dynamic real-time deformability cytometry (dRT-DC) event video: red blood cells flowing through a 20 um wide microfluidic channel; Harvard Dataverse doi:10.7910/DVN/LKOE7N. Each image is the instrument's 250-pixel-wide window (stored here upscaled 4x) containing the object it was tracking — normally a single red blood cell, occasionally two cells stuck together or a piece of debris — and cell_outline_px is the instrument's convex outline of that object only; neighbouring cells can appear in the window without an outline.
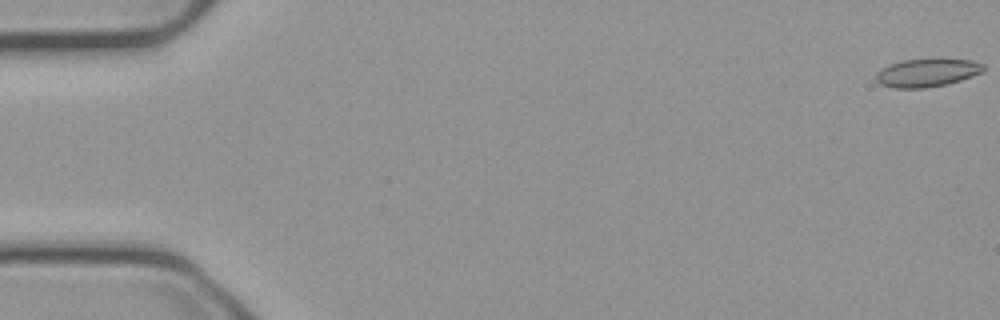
{"species": "common noctule bat (a hibernating species)", "species_latin": "Nyctalus noctula", "temperature_condition": "cold", "stored_images_in_passage": 56, "camera_frame_rate_fps": 3000, "um_per_image_px": 0.085, "animal": {"sex": "male", "body_mass_g": 23.1, "forearm_length_mm": 52.7}, "frame": {"image": 1, "passage_image": 1, "time_ms": 0.0, "image_size_px": [1000, 320], "cell_outline_px": [[984, 72], [948, 84], [924, 88], [892, 88], [880, 84], [876, 80], [876, 76], [888, 64], [904, 60], [972, 60], [984, 64]], "centroid_in_image_um": [78.82, 6.2], "position_along_channel_um": 6.2, "area_um2": 17.28}}
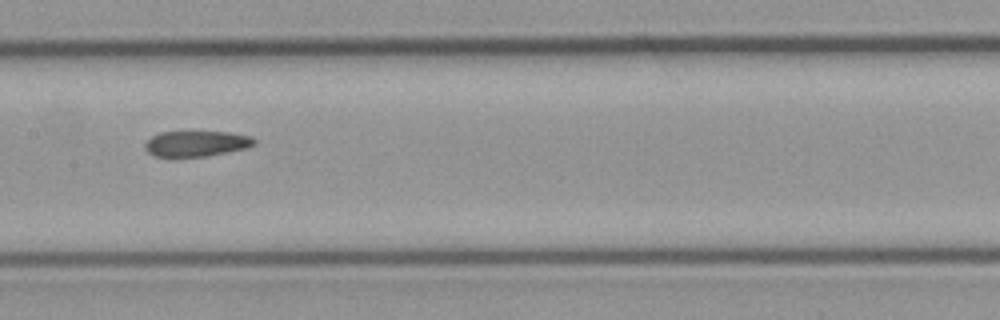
{"frame": {"image": 2, "passage_image": 28, "time_ms": 9.0, "image_size_px": [1000, 320], "cell_outline_px": [[256, 144], [248, 148], [208, 156], [176, 160], [168, 160], [152, 156], [144, 148], [144, 144], [152, 136], [160, 132], [228, 132], [252, 136], [256, 140]], "centroid_in_image_um": [16.63, 12.27], "position_along_channel_um": 190.8, "area_um2": 17.28}}
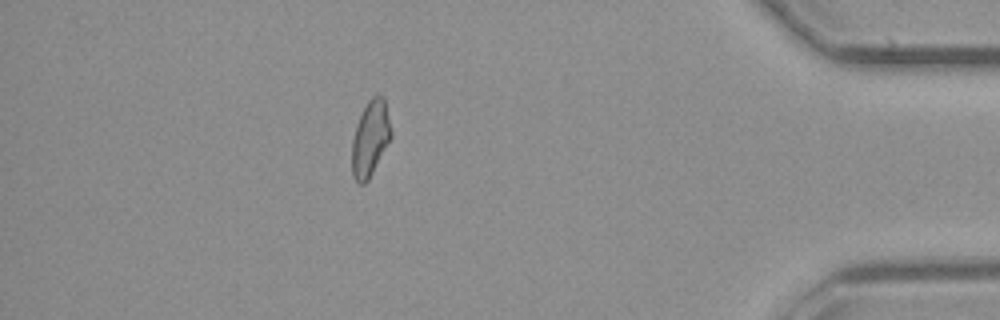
{"frame": {"image": 3, "passage_image": 49, "time_ms": 16.0, "image_size_px": [1000, 320], "cell_outline_px": [[392, 136], [368, 180], [364, 184], [360, 184], [352, 176], [352, 140], [356, 124], [368, 100], [372, 96], [384, 96], [392, 132]], "centroid_in_image_um": [31.47, 11.76], "position_along_channel_um": 403.7, "area_um2": 17.11}, "authors_computed_cell_mechanics": {"area_um2": 17.629, "velocity_mm_per_s": 3.7379, "shape_relaxation_time_tau1_ms": null, "shape_relaxation_time_tau2_ms": 3.2685, "deformation_change_tau1": null, "deformation_change_tau2": 0.0999}}